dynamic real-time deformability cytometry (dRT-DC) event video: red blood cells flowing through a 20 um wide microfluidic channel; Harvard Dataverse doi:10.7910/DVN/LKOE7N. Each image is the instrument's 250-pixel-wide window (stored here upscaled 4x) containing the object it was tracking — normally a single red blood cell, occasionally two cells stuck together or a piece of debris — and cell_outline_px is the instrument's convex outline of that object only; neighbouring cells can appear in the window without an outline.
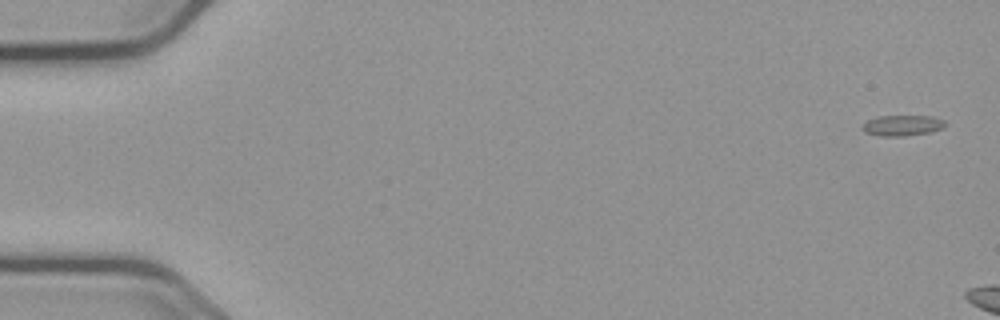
{"species": "common noctule bat (a hibernating species)", "species_latin": "Nyctalus noctula", "temperature_condition": "cold", "stored_images_in_passage": 7, "camera_frame_rate_fps": 3000, "um_per_image_px": 0.085, "animal": {"sex": "male", "body_mass_g": 23.1, "forearm_length_mm": 52.7}, "frame": {"image": 1, "passage_image": 2, "time_ms": 0.333, "image_size_px": [1000, 320], "cell_outline_px": [[948, 124], [944, 128], [932, 132], [904, 136], [880, 136], [864, 132], [864, 124], [868, 120], [880, 116], [932, 116], [944, 120]], "centroid_in_image_um": [76.78, 10.67], "position_along_channel_um": 8.2, "area_um2": 10.0}}